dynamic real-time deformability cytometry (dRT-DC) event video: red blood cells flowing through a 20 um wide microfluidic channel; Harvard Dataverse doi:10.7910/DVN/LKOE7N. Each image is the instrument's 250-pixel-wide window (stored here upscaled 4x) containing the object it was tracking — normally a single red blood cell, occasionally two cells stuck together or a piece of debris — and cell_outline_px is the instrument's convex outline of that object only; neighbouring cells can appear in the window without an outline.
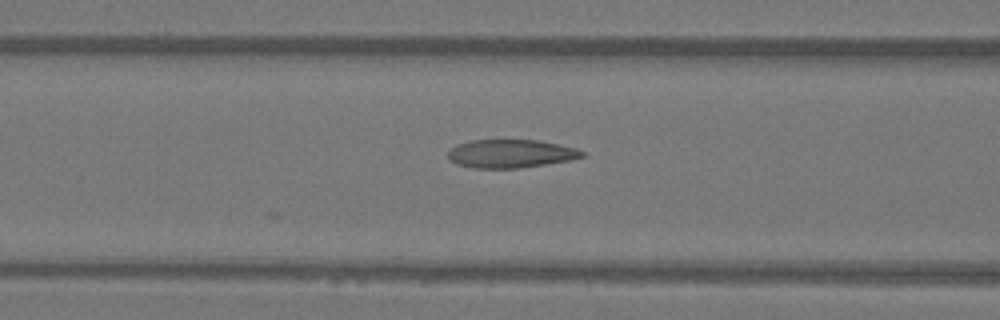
{"species": "Egyptian fruit bat (a non-hibernating species)", "species_latin": "Rousettus aegyptiacus", "temperature_condition": "warm", "stored_images_in_passage": 4, "camera_frame_rate_fps": 3000, "um_per_image_px": 0.085, "animal": {"sex": "female"}, "frame": {"image": 1, "passage_image": 4, "time_ms": 1.0, "image_size_px": [1000, 320], "cell_outline_px": [[584, 156], [572, 160], [516, 168], [472, 168], [456, 164], [448, 156], [448, 152], [456, 144], [472, 140], [540, 140], [576, 148], [584, 152]], "centroid_in_image_um": [43.41, 13.05], "position_along_channel_um": 123.2, "area_um2": 22.02}}